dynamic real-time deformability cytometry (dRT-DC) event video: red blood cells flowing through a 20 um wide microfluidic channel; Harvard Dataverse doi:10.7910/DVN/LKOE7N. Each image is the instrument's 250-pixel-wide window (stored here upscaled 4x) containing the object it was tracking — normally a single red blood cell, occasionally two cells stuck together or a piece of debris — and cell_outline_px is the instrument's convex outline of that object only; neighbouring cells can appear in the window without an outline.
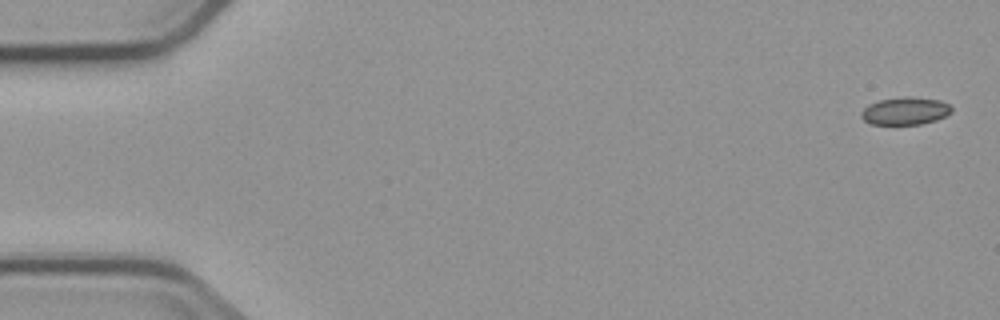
{"species": "common noctule bat (a hibernating species)", "species_latin": "Nyctalus noctula", "temperature_condition": "cold", "stored_images_in_passage": 5, "camera_frame_rate_fps": 3000, "um_per_image_px": 0.085, "animal": {"sex": "male", "body_mass_g": 23.1, "forearm_length_mm": 52.7}, "frame": {"image": 1, "passage_image": 1, "time_ms": 0.0, "image_size_px": [1000, 320], "cell_outline_px": [[952, 112], [936, 120], [920, 124], [872, 124], [864, 120], [860, 116], [860, 112], [868, 104], [880, 100], [904, 96], [912, 96], [940, 100], [948, 104], [952, 108]], "centroid_in_image_um": [76.93, 9.42], "position_along_channel_um": 8.1, "area_um2": 14.57}}
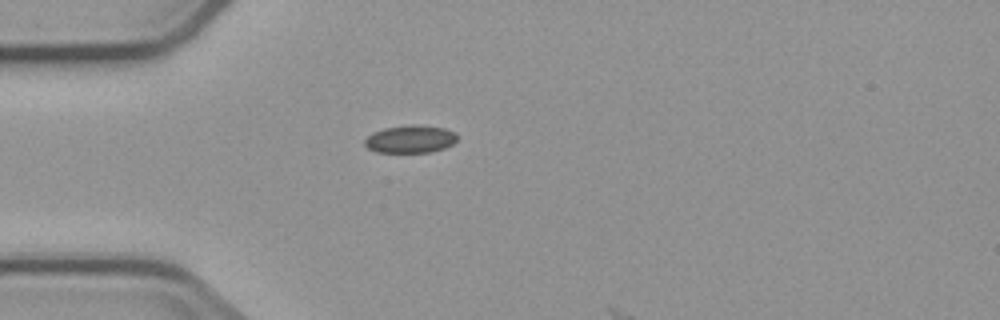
{"frame": {"image": 2, "passage_image": 5, "time_ms": 4.667, "image_size_px": [1000, 320], "cell_outline_px": [[456, 140], [452, 144], [444, 148], [428, 152], [376, 152], [368, 148], [364, 144], [364, 140], [372, 132], [384, 128], [412, 124], [416, 124], [444, 128], [456, 132]], "centroid_in_image_um": [34.86, 11.81], "position_along_channel_um": 50.1, "area_um2": 14.91}}